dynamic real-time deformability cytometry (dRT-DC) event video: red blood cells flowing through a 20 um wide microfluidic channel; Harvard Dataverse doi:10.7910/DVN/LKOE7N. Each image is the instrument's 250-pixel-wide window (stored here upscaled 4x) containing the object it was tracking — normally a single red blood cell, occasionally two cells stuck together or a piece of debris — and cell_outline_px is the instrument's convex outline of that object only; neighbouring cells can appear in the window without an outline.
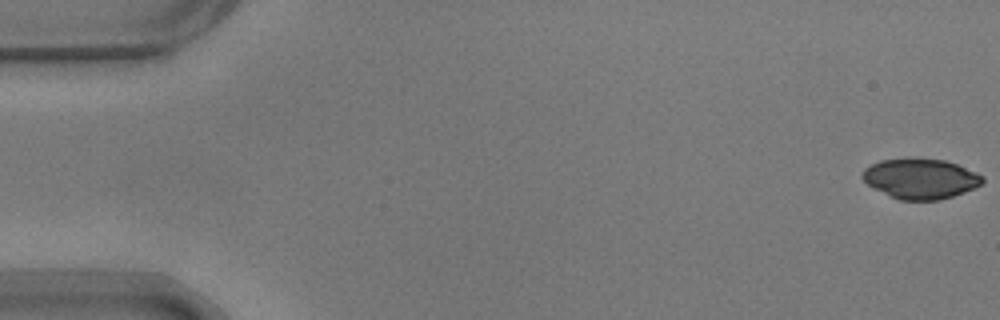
{"species": "common noctule bat (a hibernating species)", "species_latin": "Nyctalus noctula", "temperature_condition": "warm", "stored_images_in_passage": 55, "camera_frame_rate_fps": 3000, "um_per_image_px": 0.085, "animal": {"sex": "male", "body_mass_g": 17.9}, "frame": {"image": 1, "passage_image": 1, "time_ms": 0.0, "image_size_px": [1000, 320], "cell_outline_px": [[984, 180], [980, 184], [964, 192], [940, 200], [900, 200], [868, 184], [860, 176], [864, 168], [880, 160], [944, 160], [956, 164], [976, 172], [984, 176]], "centroid_in_image_um": [78.25, 15.2], "position_along_channel_um": 6.7, "area_um2": 27.28}}
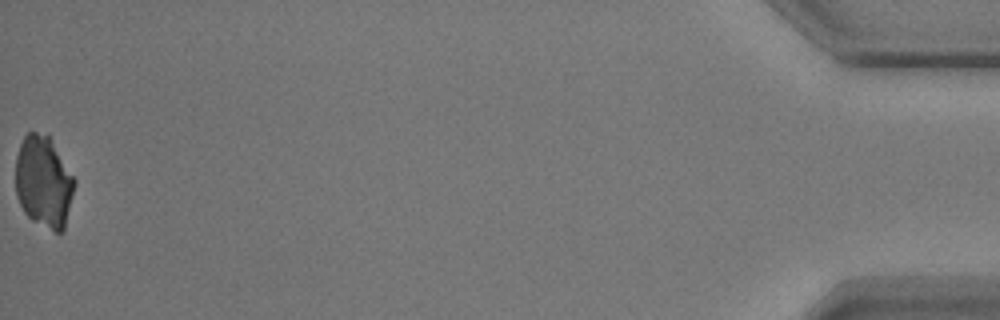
{"frame": {"image": 2, "passage_image": 55, "time_ms": 18.0, "image_size_px": [1000, 320], "cell_outline_px": [[76, 184], [64, 232], [56, 232], [32, 220], [24, 212], [16, 196], [16, 156], [20, 144], [24, 136], [28, 132], [36, 132], [48, 136], [76, 180]], "centroid_in_image_um": [3.72, 15.49], "position_along_channel_um": 431.5, "area_um2": 31.44}}